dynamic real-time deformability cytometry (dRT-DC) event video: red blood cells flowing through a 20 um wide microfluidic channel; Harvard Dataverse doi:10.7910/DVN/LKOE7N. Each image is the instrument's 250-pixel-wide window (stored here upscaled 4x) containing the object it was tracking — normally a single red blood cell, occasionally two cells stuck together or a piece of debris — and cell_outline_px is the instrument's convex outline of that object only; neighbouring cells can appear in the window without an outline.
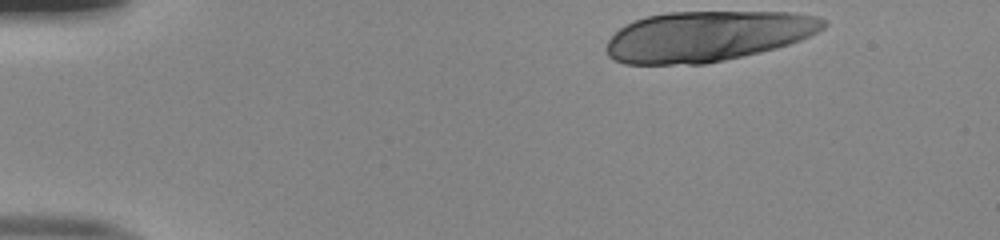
{"species": "human", "species_latin": "Homo sapiens", "temperature_condition": "room temperature", "stored_images_in_passage": 13, "camera_frame_rate_fps": 3000, "um_per_image_px": 0.085, "donor": {"sex": "male"}, "frame": {"image": 1, "passage_image": 1, "time_ms": 0.0, "image_size_px": [1000, 240], "cell_outline_px": [[828, 24], [824, 28], [800, 40], [776, 48], [760, 52], [724, 60], [704, 64], [624, 64], [608, 56], [604, 48], [608, 40], [624, 24], [632, 20], [644, 16], [664, 12], [788, 12], [816, 16], [824, 20]], "centroid_in_image_um": [60.07, 3.07], "position_along_channel_um": 24.9, "area_um2": 63.93}}